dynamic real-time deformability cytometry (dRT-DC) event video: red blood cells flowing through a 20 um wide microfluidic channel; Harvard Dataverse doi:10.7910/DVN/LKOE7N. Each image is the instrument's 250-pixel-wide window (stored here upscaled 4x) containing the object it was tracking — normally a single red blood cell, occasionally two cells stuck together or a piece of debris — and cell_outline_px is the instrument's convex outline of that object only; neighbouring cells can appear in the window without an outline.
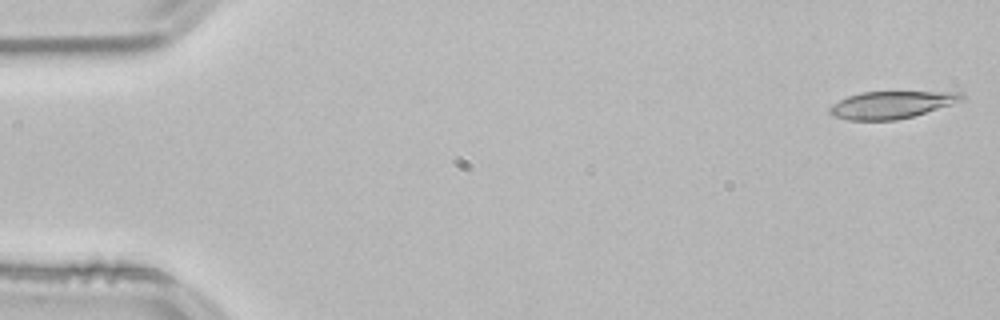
{"species": "common noctule bat (a hibernating species)", "species_latin": "Nyctalus noctula", "temperature_condition": "room temperature", "stored_images_in_passage": 12, "camera_frame_rate_fps": 3000, "um_per_image_px": 0.085, "animal": {"sex": "male", "body_mass_g": 21.5, "forearm_length_mm": 52.0}, "frame": {"image": 1, "passage_image": 1, "time_ms": 0.0, "image_size_px": [1000, 320], "cell_outline_px": [[964, 100], [912, 116], [896, 120], [848, 120], [836, 116], [828, 112], [828, 108], [832, 104], [848, 96], [860, 92], [964, 92]], "centroid_in_image_um": [75.76, 8.9], "position_along_channel_um": 9.2, "area_um2": 20.75}}